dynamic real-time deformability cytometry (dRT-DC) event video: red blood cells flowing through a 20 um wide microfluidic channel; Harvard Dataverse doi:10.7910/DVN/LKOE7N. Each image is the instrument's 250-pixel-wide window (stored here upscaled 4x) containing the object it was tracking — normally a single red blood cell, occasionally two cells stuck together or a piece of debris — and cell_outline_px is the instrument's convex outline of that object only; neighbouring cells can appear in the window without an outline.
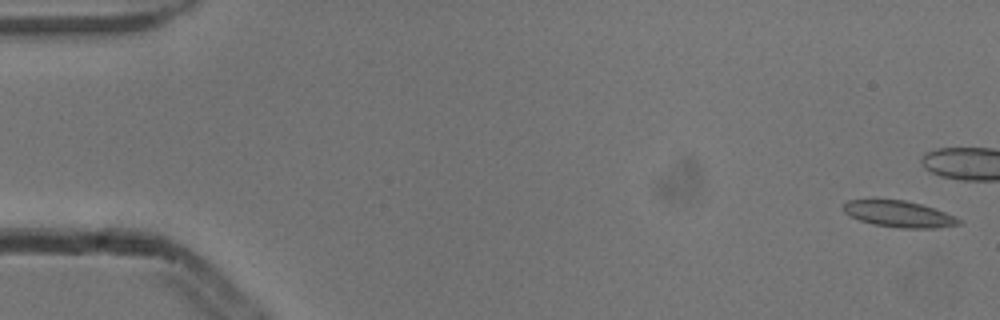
{"species": "common noctule bat (a hibernating species)", "species_latin": "Nyctalus noctula", "temperature_condition": "cold", "stored_images_in_passage": 9, "camera_frame_rate_fps": 3000, "um_per_image_px": 0.085, "animal": {"sex": "male", "body_mass_g": 13.3}, "frame": {"image": 1, "passage_image": 1, "time_ms": 0.0, "image_size_px": [1000, 320], "cell_outline_px": [[960, 224], [936, 228], [900, 228], [872, 224], [860, 220], [844, 212], [844, 204], [848, 200], [872, 196], [904, 200], [920, 204], [956, 216], [960, 220]], "centroid_in_image_um": [76.33, 18.14], "position_along_channel_um": 8.7, "area_um2": 18.21}}
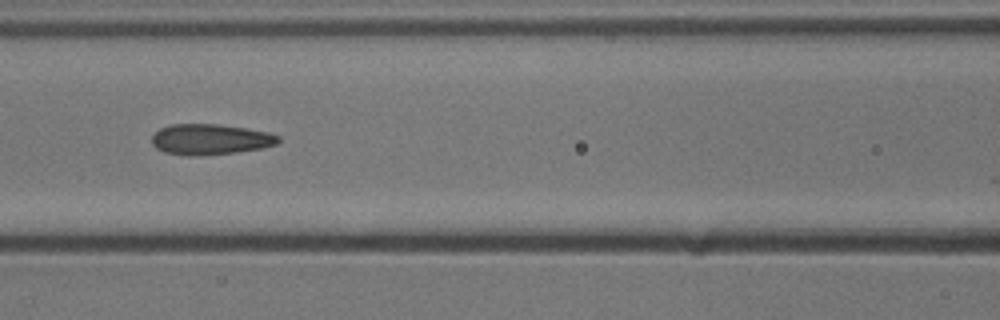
{"frame": {"image": 2, "passage_image": 7, "time_ms": 2.0, "image_size_px": [1000, 320], "cell_outline_px": [[280, 140], [276, 144], [264, 148], [236, 152], [200, 156], [188, 156], [164, 152], [156, 148], [152, 144], [152, 136], [160, 128], [172, 124], [216, 124], [244, 128], [268, 132], [280, 136]], "centroid_in_image_um": [17.87, 11.85], "position_along_channel_um": 148.7, "area_um2": 22.66}}
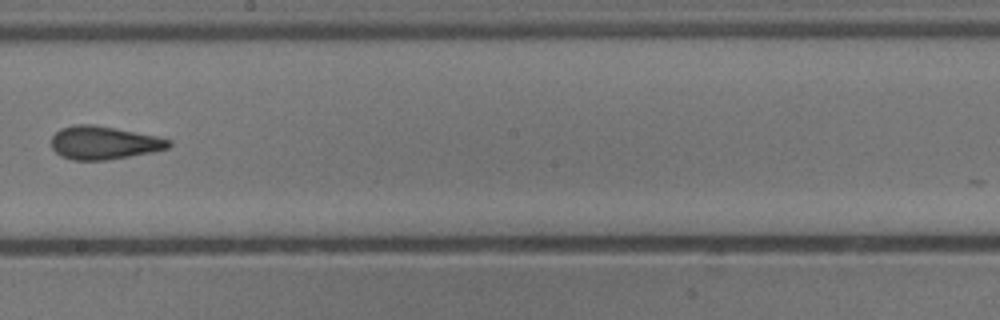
{"frame": {"image": 3, "passage_image": 9, "time_ms": 2.667, "image_size_px": [1000, 320], "cell_outline_px": [[172, 144], [168, 148], [152, 152], [108, 160], [72, 160], [60, 156], [52, 148], [52, 136], [60, 128], [72, 124], [92, 124], [116, 128], [156, 136], [172, 140]], "centroid_in_image_um": [8.82, 12.13], "position_along_channel_um": 239.4, "area_um2": 22.83}}